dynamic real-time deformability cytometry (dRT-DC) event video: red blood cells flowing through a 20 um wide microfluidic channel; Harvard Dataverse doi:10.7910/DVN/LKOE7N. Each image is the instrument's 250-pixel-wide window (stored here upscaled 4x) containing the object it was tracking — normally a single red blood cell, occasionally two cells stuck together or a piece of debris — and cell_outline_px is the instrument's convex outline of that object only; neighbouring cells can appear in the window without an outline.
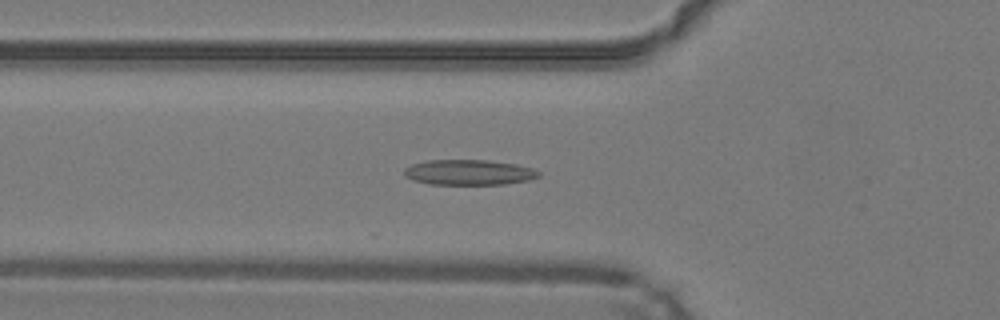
{"species": "common noctule bat (a hibernating species)", "species_latin": "Nyctalus noctula", "temperature_condition": "warm", "stored_images_in_passage": 36, "camera_frame_rate_fps": 3000, "um_per_image_px": 0.085, "animal": {"sex": "male", "body_mass_g": 19.2, "forearm_length_mm": 51.8}, "frame": {"image": 1, "passage_image": 5, "time_ms": 1.333, "image_size_px": [1000, 320], "cell_outline_px": [[540, 176], [528, 180], [504, 184], [428, 184], [412, 180], [404, 176], [404, 168], [412, 164], [428, 160], [488, 160], [516, 164], [532, 168], [540, 172]], "centroid_in_image_um": [39.83, 14.65], "position_along_channel_um": 86.0, "area_um2": 19.88}}
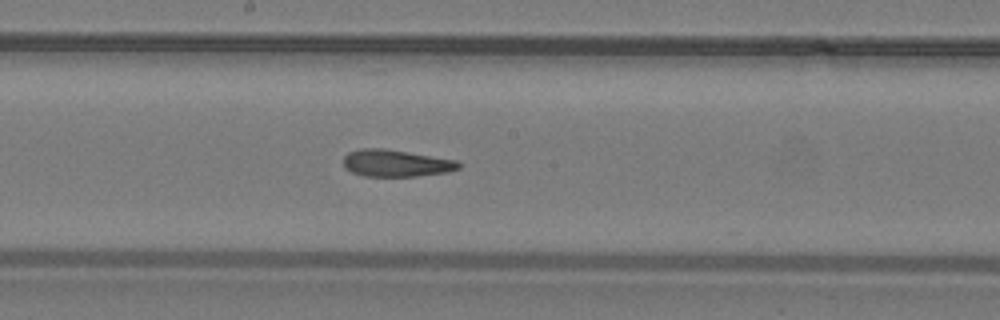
{"frame": {"image": 2, "passage_image": 14, "time_ms": 4.333, "image_size_px": [1000, 320], "cell_outline_px": [[460, 168], [448, 172], [416, 176], [364, 176], [352, 172], [344, 168], [344, 156], [348, 152], [360, 148], [384, 148], [456, 160], [460, 164]], "centroid_in_image_um": [33.63, 13.87], "position_along_channel_um": 214.6, "area_um2": 18.09}}
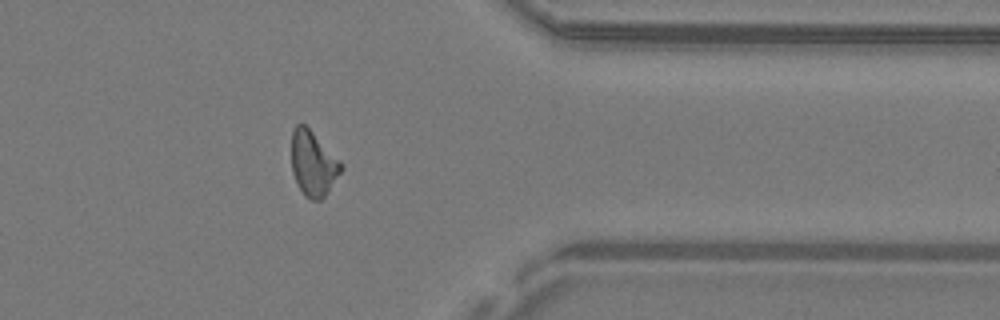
{"frame": {"image": 3, "passage_image": 27, "time_ms": 8.667, "image_size_px": [1000, 320], "cell_outline_px": [[344, 168], [324, 196], [320, 200], [312, 200], [304, 196], [292, 172], [292, 128], [296, 124], [304, 124], [344, 164]], "centroid_in_image_um": [26.62, 13.9], "position_along_channel_um": 384.8, "area_um2": 18.55}, "authors_computed_cell_mechanics": {"area_um2": 18.5827, "velocity_mm_per_s": 4.2522, "shape_relaxation_time_tau1_ms": null, "shape_relaxation_time_tau2_ms": 3.408, "deformation_change_tau1": null, "deformation_change_tau2": 0.1234}}